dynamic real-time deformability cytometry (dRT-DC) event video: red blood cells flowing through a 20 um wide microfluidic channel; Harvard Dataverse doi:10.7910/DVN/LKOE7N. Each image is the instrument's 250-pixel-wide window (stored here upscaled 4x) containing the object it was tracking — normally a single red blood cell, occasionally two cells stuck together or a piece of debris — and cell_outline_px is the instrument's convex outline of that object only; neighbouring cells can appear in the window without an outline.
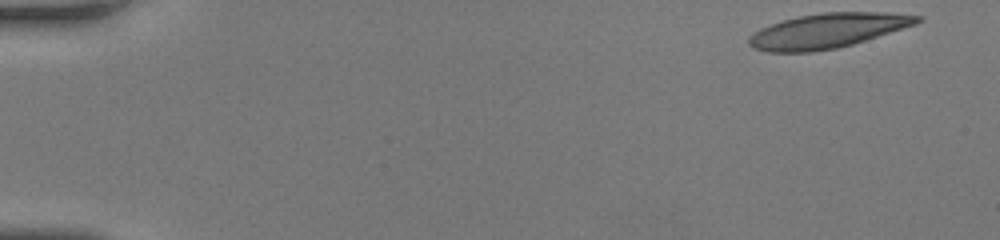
{"species": "human", "species_latin": "Homo sapiens", "temperature_condition": "room temperature", "stored_images_in_passage": 48, "camera_frame_rate_fps": 3000, "um_per_image_px": 0.085, "donor": {"sex": "female"}, "frame": {"image": 1, "passage_image": 1, "time_ms": 0.0, "image_size_px": [1000, 240], "cell_outline_px": [[924, 20], [916, 24], [852, 44], [836, 48], [812, 52], [768, 52], [752, 48], [748, 44], [748, 36], [752, 32], [760, 28], [784, 20], [800, 16], [824, 12], [888, 12], [924, 16]], "centroid_in_image_um": [70.34, 2.61], "position_along_channel_um": 14.7, "area_um2": 34.04}}
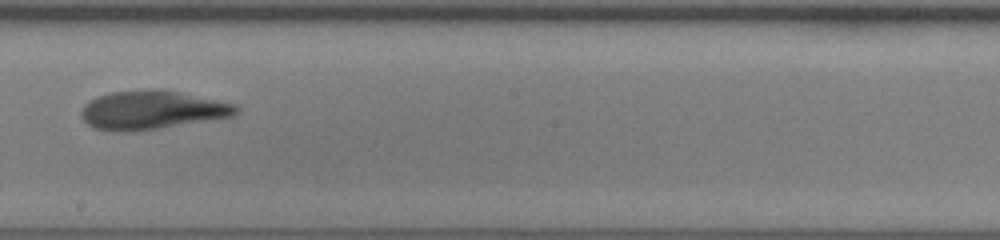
{"frame": {"image": 2, "passage_image": 28, "time_ms": 9.0, "image_size_px": [1000, 240], "cell_outline_px": [[240, 112], [232, 116], [160, 128], [120, 132], [92, 128], [80, 116], [80, 112], [84, 104], [100, 96], [112, 92], [148, 88], [176, 92], [236, 104], [240, 108]], "centroid_in_image_um": [12.89, 9.36], "position_along_channel_um": 235.3, "area_um2": 34.51}}
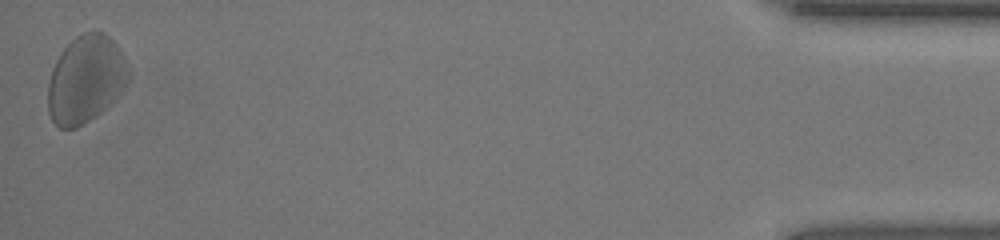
{"frame": {"image": 3, "passage_image": 48, "time_ms": 15.667, "image_size_px": [1000, 240], "cell_outline_px": [[128, 80], [124, 88], [96, 116], [76, 128], [60, 128], [52, 120], [48, 112], [48, 84], [52, 68], [60, 52], [76, 36], [84, 32], [104, 32], [116, 44], [124, 56], [128, 68]], "centroid_in_image_um": [7.26, 6.73], "position_along_channel_um": 427.9, "area_um2": 40.69}, "authors_computed_cell_mechanics": {"area_um2": 34.8534, "velocity_mm_per_s": 4.1758, "shape_relaxation_time_tau1_ms": 5.1781, "shape_relaxation_time_tau2_ms": 2.4144, "deformation_change_tau1": 0.1645, "deformation_change_tau2": 0.0981}}